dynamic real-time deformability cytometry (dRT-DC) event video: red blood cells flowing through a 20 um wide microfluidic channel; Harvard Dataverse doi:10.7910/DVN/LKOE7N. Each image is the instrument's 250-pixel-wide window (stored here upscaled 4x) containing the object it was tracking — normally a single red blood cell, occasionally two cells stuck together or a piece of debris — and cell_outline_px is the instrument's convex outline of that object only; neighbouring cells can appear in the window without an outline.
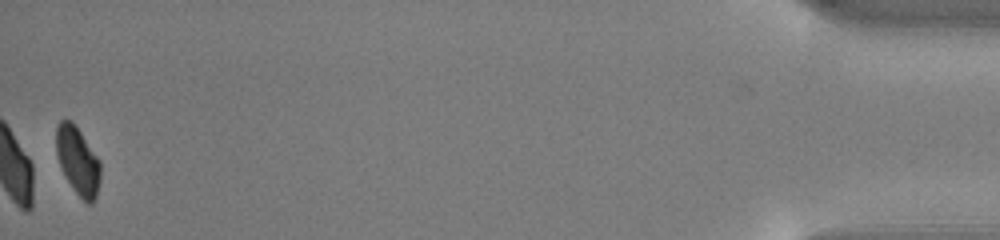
{"species": "common noctule bat (a hibernating species)", "species_latin": "Nyctalus noctula", "temperature_condition": "cold", "stored_images_in_passage": 40, "camera_frame_rate_fps": 3000, "um_per_image_px": 0.085, "animal": {"sex": "male", "body_mass_g": 13.0, "forearm_length_mm": 53.1}, "frame": {"image": 1, "passage_image": 40, "time_ms": 13.0, "image_size_px": [1000, 240], "cell_outline_px": [[100, 180], [96, 196], [92, 204], [88, 204], [76, 192], [60, 168], [56, 152], [56, 128], [60, 120], [72, 120], [100, 160]], "centroid_in_image_um": [6.61, 13.65], "position_along_channel_um": 428.6, "area_um2": 17.4}, "authors_computed_cell_mechanics": {"area_um2": 20.2011, "velocity_mm_per_s": 3.8096, "shape_relaxation_time_tau1_ms": 1.6886, "shape_relaxation_time_tau2_ms": null, "deformation_change_tau1": 0.1093, "deformation_change_tau2": null}}